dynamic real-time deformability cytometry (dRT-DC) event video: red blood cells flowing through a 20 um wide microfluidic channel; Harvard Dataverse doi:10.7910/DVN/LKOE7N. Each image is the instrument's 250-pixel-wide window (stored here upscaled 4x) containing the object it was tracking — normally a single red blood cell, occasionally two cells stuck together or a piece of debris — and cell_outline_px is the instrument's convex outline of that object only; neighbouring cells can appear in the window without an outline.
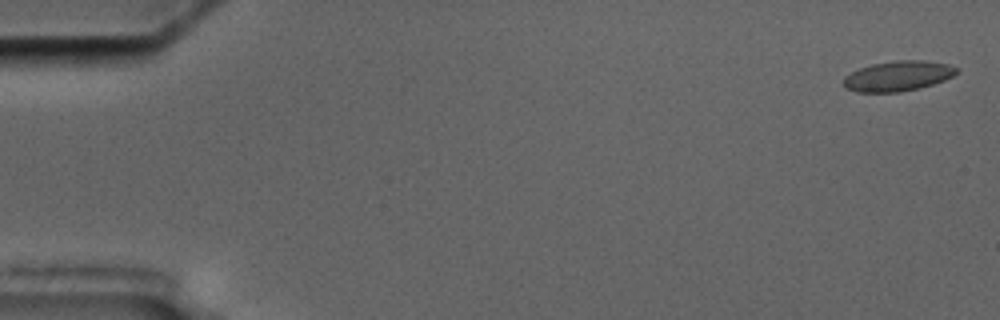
{"species": "common noctule bat (a hibernating species)", "species_latin": "Nyctalus noctula", "temperature_condition": "cold", "stored_images_in_passage": 5, "camera_frame_rate_fps": 3000, "um_per_image_px": 0.085, "animal": {"sex": "male", "body_mass_g": 17.5, "forearm_length_mm": 52.3}, "frame": {"image": 1, "passage_image": 1, "time_ms": 0.0, "image_size_px": [1000, 320], "cell_outline_px": [[960, 72], [944, 80], [932, 84], [900, 92], [856, 92], [844, 88], [844, 76], [860, 68], [872, 64], [896, 60], [924, 60], [948, 64], [960, 68]], "centroid_in_image_um": [76.34, 6.45], "position_along_channel_um": 8.7, "area_um2": 19.88}}
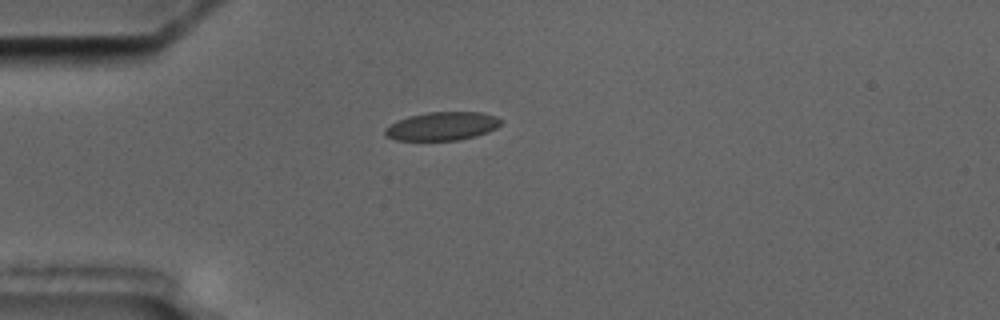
{"frame": {"image": 2, "passage_image": 5, "time_ms": 4.667, "image_size_px": [1000, 320], "cell_outline_px": [[504, 120], [496, 128], [488, 132], [476, 136], [460, 140], [396, 140], [384, 136], [384, 128], [396, 120], [408, 116], [428, 112], [480, 112], [496, 116]], "centroid_in_image_um": [37.57, 10.72], "position_along_channel_um": 47.4, "area_um2": 19.42}}